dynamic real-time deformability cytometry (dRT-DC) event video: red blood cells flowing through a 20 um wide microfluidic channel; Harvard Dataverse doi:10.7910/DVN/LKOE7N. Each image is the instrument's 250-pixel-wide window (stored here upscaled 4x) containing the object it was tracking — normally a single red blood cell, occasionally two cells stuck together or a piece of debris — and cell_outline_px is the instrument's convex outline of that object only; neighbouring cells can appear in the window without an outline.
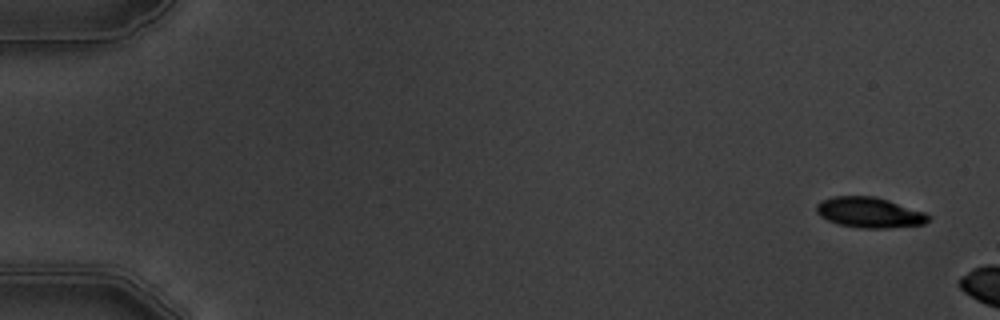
{"species": "common noctule bat (a hibernating species)", "species_latin": "Nyctalus noctula", "temperature_condition": "warm", "stored_images_in_passage": 3, "camera_frame_rate_fps": 3000, "um_per_image_px": 0.085, "animal": {"sex": "male", "body_mass_g": 19.5, "forearm_length_mm": 54.6}, "frame": {"image": 1, "passage_image": 1, "time_ms": 0.0, "image_size_px": [1000, 320], "cell_outline_px": [[932, 216], [924, 224], [888, 228], [860, 228], [840, 224], [828, 220], [820, 216], [816, 212], [816, 204], [820, 200], [832, 196], [876, 196], [924, 212]], "centroid_in_image_um": [73.88, 18.05], "position_along_channel_um": 11.1, "area_um2": 19.88}}